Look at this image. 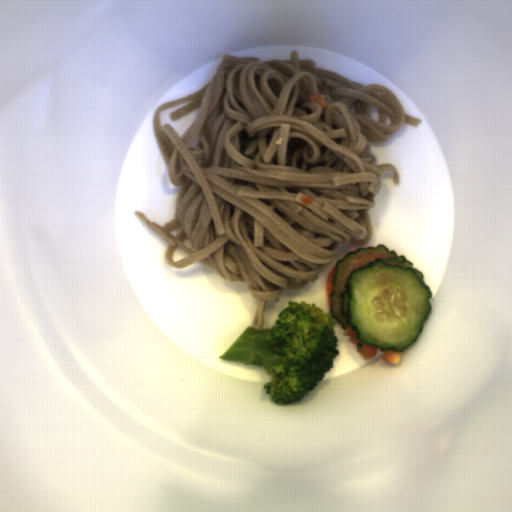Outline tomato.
<instances>
[{
    "mask_svg": "<svg viewBox=\"0 0 512 512\" xmlns=\"http://www.w3.org/2000/svg\"><path fill=\"white\" fill-rule=\"evenodd\" d=\"M356 335L357 332H354L351 326H347L346 329H343V337H349L350 343L355 345V350L358 354H360L367 361L376 357L379 352V347L361 343L359 340H356Z\"/></svg>",
    "mask_w": 512,
    "mask_h": 512,
    "instance_id": "512abeb7",
    "label": "tomato"
},
{
    "mask_svg": "<svg viewBox=\"0 0 512 512\" xmlns=\"http://www.w3.org/2000/svg\"><path fill=\"white\" fill-rule=\"evenodd\" d=\"M402 359V352L397 350L389 349L384 351V355H382L383 362L391 363V364H400Z\"/></svg>",
    "mask_w": 512,
    "mask_h": 512,
    "instance_id": "590e3db6",
    "label": "tomato"
},
{
    "mask_svg": "<svg viewBox=\"0 0 512 512\" xmlns=\"http://www.w3.org/2000/svg\"><path fill=\"white\" fill-rule=\"evenodd\" d=\"M336 273H337V265L331 269V271L329 272V274L327 276V281H326V297H327L328 308L330 311H331V305L333 303V300H332L330 294L332 291H334V288H335L333 278H334V275H336Z\"/></svg>",
    "mask_w": 512,
    "mask_h": 512,
    "instance_id": "da07e99c",
    "label": "tomato"
}]
</instances>
